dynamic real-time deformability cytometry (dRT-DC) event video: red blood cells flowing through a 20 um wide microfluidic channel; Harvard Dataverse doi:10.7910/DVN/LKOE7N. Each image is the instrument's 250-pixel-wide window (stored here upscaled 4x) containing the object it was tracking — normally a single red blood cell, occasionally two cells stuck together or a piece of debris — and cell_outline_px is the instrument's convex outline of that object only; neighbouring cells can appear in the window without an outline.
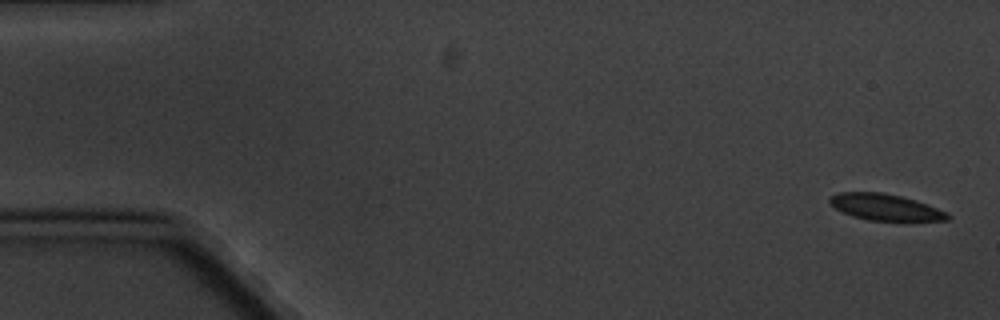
{"species": "common noctule bat (a hibernating species)", "species_latin": "Nyctalus noctula", "temperature_condition": "cold", "stored_images_in_passage": 4, "camera_frame_rate_fps": 3000, "um_per_image_px": 0.085, "animal": {"sex": "male", "body_mass_g": 20.1, "forearm_length_mm": 53.5}, "frame": {"image": 1, "passage_image": 1, "time_ms": 0.0, "image_size_px": [1000, 320], "cell_outline_px": [[952, 216], [948, 220], [868, 220], [852, 216], [836, 208], [828, 200], [828, 196], [840, 192], [884, 192], [916, 200], [928, 204], [948, 212]], "centroid_in_image_um": [75.27, 17.59], "position_along_channel_um": 9.7, "area_um2": 18.03}}